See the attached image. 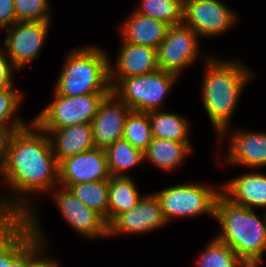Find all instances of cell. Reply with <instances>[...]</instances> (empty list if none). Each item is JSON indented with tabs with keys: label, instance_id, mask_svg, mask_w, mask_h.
<instances>
[{
	"label": "cell",
	"instance_id": "obj_1",
	"mask_svg": "<svg viewBox=\"0 0 266 267\" xmlns=\"http://www.w3.org/2000/svg\"><path fill=\"white\" fill-rule=\"evenodd\" d=\"M1 179L9 187L10 201L25 217L35 208L34 194H47L59 185L58 162L48 134L32 119L12 135Z\"/></svg>",
	"mask_w": 266,
	"mask_h": 267
},
{
	"label": "cell",
	"instance_id": "obj_2",
	"mask_svg": "<svg viewBox=\"0 0 266 267\" xmlns=\"http://www.w3.org/2000/svg\"><path fill=\"white\" fill-rule=\"evenodd\" d=\"M210 56L202 77V103L207 117L218 137L231 126V119L240 96L250 80L256 76L243 62Z\"/></svg>",
	"mask_w": 266,
	"mask_h": 267
},
{
	"label": "cell",
	"instance_id": "obj_3",
	"mask_svg": "<svg viewBox=\"0 0 266 267\" xmlns=\"http://www.w3.org/2000/svg\"><path fill=\"white\" fill-rule=\"evenodd\" d=\"M215 220L220 231L215 238L227 244L248 267H259L266 252V216L233 203L223 193L216 201Z\"/></svg>",
	"mask_w": 266,
	"mask_h": 267
},
{
	"label": "cell",
	"instance_id": "obj_4",
	"mask_svg": "<svg viewBox=\"0 0 266 267\" xmlns=\"http://www.w3.org/2000/svg\"><path fill=\"white\" fill-rule=\"evenodd\" d=\"M109 53L104 47L86 45L66 54L54 91L60 95L110 94Z\"/></svg>",
	"mask_w": 266,
	"mask_h": 267
},
{
	"label": "cell",
	"instance_id": "obj_5",
	"mask_svg": "<svg viewBox=\"0 0 266 267\" xmlns=\"http://www.w3.org/2000/svg\"><path fill=\"white\" fill-rule=\"evenodd\" d=\"M222 193V185L213 187L203 183H181L154 192L164 218H195L204 214L215 218L216 201Z\"/></svg>",
	"mask_w": 266,
	"mask_h": 267
},
{
	"label": "cell",
	"instance_id": "obj_6",
	"mask_svg": "<svg viewBox=\"0 0 266 267\" xmlns=\"http://www.w3.org/2000/svg\"><path fill=\"white\" fill-rule=\"evenodd\" d=\"M179 77L160 68L146 74L120 79L111 92L132 111L148 113L164 108V100Z\"/></svg>",
	"mask_w": 266,
	"mask_h": 267
},
{
	"label": "cell",
	"instance_id": "obj_7",
	"mask_svg": "<svg viewBox=\"0 0 266 267\" xmlns=\"http://www.w3.org/2000/svg\"><path fill=\"white\" fill-rule=\"evenodd\" d=\"M53 97L47 107L32 120L41 129H60L69 126L91 123L100 104L109 94H82L66 96L53 90Z\"/></svg>",
	"mask_w": 266,
	"mask_h": 267
},
{
	"label": "cell",
	"instance_id": "obj_8",
	"mask_svg": "<svg viewBox=\"0 0 266 267\" xmlns=\"http://www.w3.org/2000/svg\"><path fill=\"white\" fill-rule=\"evenodd\" d=\"M35 207L21 226L6 233V267H32L50 251L39 220L38 206Z\"/></svg>",
	"mask_w": 266,
	"mask_h": 267
},
{
	"label": "cell",
	"instance_id": "obj_9",
	"mask_svg": "<svg viewBox=\"0 0 266 267\" xmlns=\"http://www.w3.org/2000/svg\"><path fill=\"white\" fill-rule=\"evenodd\" d=\"M198 39V34L184 24L170 26L157 48L158 67L180 78L182 72L195 64L199 57L205 62L210 56L201 57Z\"/></svg>",
	"mask_w": 266,
	"mask_h": 267
},
{
	"label": "cell",
	"instance_id": "obj_10",
	"mask_svg": "<svg viewBox=\"0 0 266 267\" xmlns=\"http://www.w3.org/2000/svg\"><path fill=\"white\" fill-rule=\"evenodd\" d=\"M227 5L221 0H184L183 24L200 39L223 35L239 21L238 13Z\"/></svg>",
	"mask_w": 266,
	"mask_h": 267
},
{
	"label": "cell",
	"instance_id": "obj_11",
	"mask_svg": "<svg viewBox=\"0 0 266 267\" xmlns=\"http://www.w3.org/2000/svg\"><path fill=\"white\" fill-rule=\"evenodd\" d=\"M51 22L17 21L4 29L3 48L12 65L20 72L41 55Z\"/></svg>",
	"mask_w": 266,
	"mask_h": 267
},
{
	"label": "cell",
	"instance_id": "obj_12",
	"mask_svg": "<svg viewBox=\"0 0 266 267\" xmlns=\"http://www.w3.org/2000/svg\"><path fill=\"white\" fill-rule=\"evenodd\" d=\"M47 195H51L63 219L77 234L89 240L108 238V224L105 218L83 204L68 188L58 185Z\"/></svg>",
	"mask_w": 266,
	"mask_h": 267
},
{
	"label": "cell",
	"instance_id": "obj_13",
	"mask_svg": "<svg viewBox=\"0 0 266 267\" xmlns=\"http://www.w3.org/2000/svg\"><path fill=\"white\" fill-rule=\"evenodd\" d=\"M230 128H226L216 138L217 148L224 143L223 140L227 139L226 142L228 141L227 152H224L226 155L223 157L222 163L232 166L242 165L250 170L266 166V133L244 131L239 128L231 131Z\"/></svg>",
	"mask_w": 266,
	"mask_h": 267
},
{
	"label": "cell",
	"instance_id": "obj_14",
	"mask_svg": "<svg viewBox=\"0 0 266 267\" xmlns=\"http://www.w3.org/2000/svg\"><path fill=\"white\" fill-rule=\"evenodd\" d=\"M166 225L168 222L164 218L156 195L146 193L136 206L118 215L108 225V238L124 234L143 235Z\"/></svg>",
	"mask_w": 266,
	"mask_h": 267
},
{
	"label": "cell",
	"instance_id": "obj_15",
	"mask_svg": "<svg viewBox=\"0 0 266 267\" xmlns=\"http://www.w3.org/2000/svg\"><path fill=\"white\" fill-rule=\"evenodd\" d=\"M59 185L68 188L72 184L109 180L105 149L93 148L67 157L58 164Z\"/></svg>",
	"mask_w": 266,
	"mask_h": 267
},
{
	"label": "cell",
	"instance_id": "obj_16",
	"mask_svg": "<svg viewBox=\"0 0 266 267\" xmlns=\"http://www.w3.org/2000/svg\"><path fill=\"white\" fill-rule=\"evenodd\" d=\"M115 64L109 55V82L111 88L122 78L142 75L157 69V49L124 42L121 39Z\"/></svg>",
	"mask_w": 266,
	"mask_h": 267
},
{
	"label": "cell",
	"instance_id": "obj_17",
	"mask_svg": "<svg viewBox=\"0 0 266 267\" xmlns=\"http://www.w3.org/2000/svg\"><path fill=\"white\" fill-rule=\"evenodd\" d=\"M131 111L111 92L100 104L91 121L95 147L106 149L122 138L125 120Z\"/></svg>",
	"mask_w": 266,
	"mask_h": 267
},
{
	"label": "cell",
	"instance_id": "obj_18",
	"mask_svg": "<svg viewBox=\"0 0 266 267\" xmlns=\"http://www.w3.org/2000/svg\"><path fill=\"white\" fill-rule=\"evenodd\" d=\"M222 193L235 204L266 211V174L246 171L224 182Z\"/></svg>",
	"mask_w": 266,
	"mask_h": 267
},
{
	"label": "cell",
	"instance_id": "obj_19",
	"mask_svg": "<svg viewBox=\"0 0 266 267\" xmlns=\"http://www.w3.org/2000/svg\"><path fill=\"white\" fill-rule=\"evenodd\" d=\"M42 130L48 134L58 164L67 157L95 148L91 123Z\"/></svg>",
	"mask_w": 266,
	"mask_h": 267
},
{
	"label": "cell",
	"instance_id": "obj_20",
	"mask_svg": "<svg viewBox=\"0 0 266 267\" xmlns=\"http://www.w3.org/2000/svg\"><path fill=\"white\" fill-rule=\"evenodd\" d=\"M169 27L157 19L143 16L133 10L118 26L117 31L124 42L157 49L165 39Z\"/></svg>",
	"mask_w": 266,
	"mask_h": 267
},
{
	"label": "cell",
	"instance_id": "obj_21",
	"mask_svg": "<svg viewBox=\"0 0 266 267\" xmlns=\"http://www.w3.org/2000/svg\"><path fill=\"white\" fill-rule=\"evenodd\" d=\"M191 142H177L174 140L154 138L144 151L145 161L164 172L175 171L183 166L186 156L194 151Z\"/></svg>",
	"mask_w": 266,
	"mask_h": 267
},
{
	"label": "cell",
	"instance_id": "obj_22",
	"mask_svg": "<svg viewBox=\"0 0 266 267\" xmlns=\"http://www.w3.org/2000/svg\"><path fill=\"white\" fill-rule=\"evenodd\" d=\"M133 177H110L108 191V225L121 213L137 205L144 194L139 193Z\"/></svg>",
	"mask_w": 266,
	"mask_h": 267
},
{
	"label": "cell",
	"instance_id": "obj_23",
	"mask_svg": "<svg viewBox=\"0 0 266 267\" xmlns=\"http://www.w3.org/2000/svg\"><path fill=\"white\" fill-rule=\"evenodd\" d=\"M148 114L154 138L191 142L190 122L185 116L164 109L150 111Z\"/></svg>",
	"mask_w": 266,
	"mask_h": 267
},
{
	"label": "cell",
	"instance_id": "obj_24",
	"mask_svg": "<svg viewBox=\"0 0 266 267\" xmlns=\"http://www.w3.org/2000/svg\"><path fill=\"white\" fill-rule=\"evenodd\" d=\"M107 167L111 177H130L127 171L142 165L144 151L133 147L127 140L120 138L105 149Z\"/></svg>",
	"mask_w": 266,
	"mask_h": 267
},
{
	"label": "cell",
	"instance_id": "obj_25",
	"mask_svg": "<svg viewBox=\"0 0 266 267\" xmlns=\"http://www.w3.org/2000/svg\"><path fill=\"white\" fill-rule=\"evenodd\" d=\"M136 13L157 19L168 26L183 24L184 0H140Z\"/></svg>",
	"mask_w": 266,
	"mask_h": 267
},
{
	"label": "cell",
	"instance_id": "obj_26",
	"mask_svg": "<svg viewBox=\"0 0 266 267\" xmlns=\"http://www.w3.org/2000/svg\"><path fill=\"white\" fill-rule=\"evenodd\" d=\"M68 189L83 204L101 214L108 224L109 180L72 184Z\"/></svg>",
	"mask_w": 266,
	"mask_h": 267
},
{
	"label": "cell",
	"instance_id": "obj_27",
	"mask_svg": "<svg viewBox=\"0 0 266 267\" xmlns=\"http://www.w3.org/2000/svg\"><path fill=\"white\" fill-rule=\"evenodd\" d=\"M196 267H248L227 245L211 238L200 251Z\"/></svg>",
	"mask_w": 266,
	"mask_h": 267
},
{
	"label": "cell",
	"instance_id": "obj_28",
	"mask_svg": "<svg viewBox=\"0 0 266 267\" xmlns=\"http://www.w3.org/2000/svg\"><path fill=\"white\" fill-rule=\"evenodd\" d=\"M122 138L133 147L145 151L153 139L149 114L131 111L125 120Z\"/></svg>",
	"mask_w": 266,
	"mask_h": 267
},
{
	"label": "cell",
	"instance_id": "obj_29",
	"mask_svg": "<svg viewBox=\"0 0 266 267\" xmlns=\"http://www.w3.org/2000/svg\"><path fill=\"white\" fill-rule=\"evenodd\" d=\"M24 94L18 88L0 89V125H28L18 116L19 108L24 101ZM23 98V99H22Z\"/></svg>",
	"mask_w": 266,
	"mask_h": 267
},
{
	"label": "cell",
	"instance_id": "obj_30",
	"mask_svg": "<svg viewBox=\"0 0 266 267\" xmlns=\"http://www.w3.org/2000/svg\"><path fill=\"white\" fill-rule=\"evenodd\" d=\"M16 22H52L49 0H14Z\"/></svg>",
	"mask_w": 266,
	"mask_h": 267
},
{
	"label": "cell",
	"instance_id": "obj_31",
	"mask_svg": "<svg viewBox=\"0 0 266 267\" xmlns=\"http://www.w3.org/2000/svg\"><path fill=\"white\" fill-rule=\"evenodd\" d=\"M6 191L4 189L0 192V233L13 232L26 221V217L10 201Z\"/></svg>",
	"mask_w": 266,
	"mask_h": 267
},
{
	"label": "cell",
	"instance_id": "obj_32",
	"mask_svg": "<svg viewBox=\"0 0 266 267\" xmlns=\"http://www.w3.org/2000/svg\"><path fill=\"white\" fill-rule=\"evenodd\" d=\"M1 45V44H0ZM15 72L19 71L12 65L6 51L0 47V89L15 87Z\"/></svg>",
	"mask_w": 266,
	"mask_h": 267
},
{
	"label": "cell",
	"instance_id": "obj_33",
	"mask_svg": "<svg viewBox=\"0 0 266 267\" xmlns=\"http://www.w3.org/2000/svg\"><path fill=\"white\" fill-rule=\"evenodd\" d=\"M27 125H0V177L4 168L10 139L16 130Z\"/></svg>",
	"mask_w": 266,
	"mask_h": 267
},
{
	"label": "cell",
	"instance_id": "obj_34",
	"mask_svg": "<svg viewBox=\"0 0 266 267\" xmlns=\"http://www.w3.org/2000/svg\"><path fill=\"white\" fill-rule=\"evenodd\" d=\"M15 22L14 0H0V29L11 27Z\"/></svg>",
	"mask_w": 266,
	"mask_h": 267
},
{
	"label": "cell",
	"instance_id": "obj_35",
	"mask_svg": "<svg viewBox=\"0 0 266 267\" xmlns=\"http://www.w3.org/2000/svg\"><path fill=\"white\" fill-rule=\"evenodd\" d=\"M46 254L47 253H45L32 267H60L58 260L51 259Z\"/></svg>",
	"mask_w": 266,
	"mask_h": 267
},
{
	"label": "cell",
	"instance_id": "obj_36",
	"mask_svg": "<svg viewBox=\"0 0 266 267\" xmlns=\"http://www.w3.org/2000/svg\"><path fill=\"white\" fill-rule=\"evenodd\" d=\"M0 267H6V233H0Z\"/></svg>",
	"mask_w": 266,
	"mask_h": 267
}]
</instances>
